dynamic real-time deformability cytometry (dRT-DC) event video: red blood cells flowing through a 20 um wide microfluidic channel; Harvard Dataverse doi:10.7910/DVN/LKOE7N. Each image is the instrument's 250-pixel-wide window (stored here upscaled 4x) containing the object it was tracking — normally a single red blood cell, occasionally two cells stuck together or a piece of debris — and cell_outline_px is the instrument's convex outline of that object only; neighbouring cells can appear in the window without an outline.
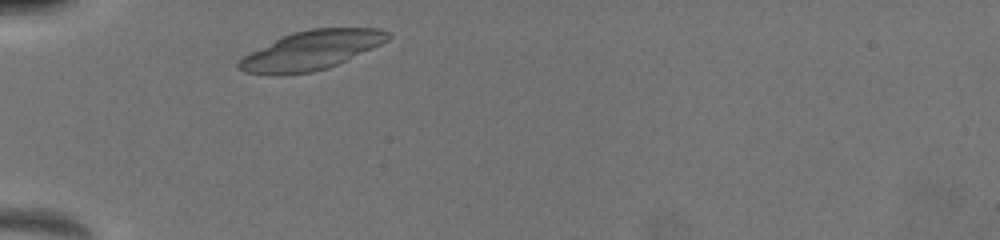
{"species": "common noctule bat (a hibernating species)", "species_latin": "Nyctalus noctula", "temperature_condition": "warm", "stored_images_in_passage": 9, "camera_frame_rate_fps": 3000, "um_per_image_px": 0.085, "animal": {"sex": "female", "body_mass_g": 19.5, "forearm_length_mm": 54.1}, "frame": {"image": 1, "passage_image": 1, "time_ms": 0.0, "image_size_px": [1000, 240], "cell_outline_px": [[392, 36], [388, 40], [372, 48], [328, 68], [312, 72], [284, 76], [276, 76], [244, 72], [236, 68], [236, 64], [244, 56], [292, 32], [312, 28], [380, 28], [392, 32]], "centroid_in_image_um": [26.47, 4.29], "position_along_channel_um": 58.5, "area_um2": 33.81}}
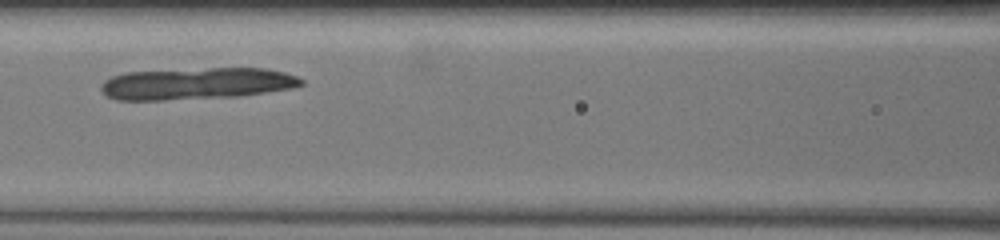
{"frame": {"image": 2, "passage_image": 6, "time_ms": 2.667, "image_size_px": [1000, 240], "cell_outline_px": [[304, 84], [292, 88], [240, 96], [164, 100], [116, 100], [108, 96], [100, 88], [100, 84], [104, 80], [112, 76], [124, 72], [208, 68], [264, 68], [284, 72], [296, 76], [304, 80]], "centroid_in_image_um": [16.7, 7.1], "position_along_channel_um": 149.9, "area_um2": 37.17}}